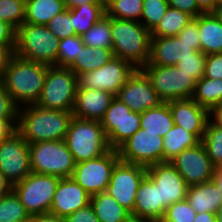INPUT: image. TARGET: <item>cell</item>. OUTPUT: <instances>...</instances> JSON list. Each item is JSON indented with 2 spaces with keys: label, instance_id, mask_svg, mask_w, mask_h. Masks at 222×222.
<instances>
[{
  "label": "cell",
  "instance_id": "obj_1",
  "mask_svg": "<svg viewBox=\"0 0 222 222\" xmlns=\"http://www.w3.org/2000/svg\"><path fill=\"white\" fill-rule=\"evenodd\" d=\"M47 71L48 65L13 53L0 81L15 105L20 108L37 103Z\"/></svg>",
  "mask_w": 222,
  "mask_h": 222
},
{
  "label": "cell",
  "instance_id": "obj_2",
  "mask_svg": "<svg viewBox=\"0 0 222 222\" xmlns=\"http://www.w3.org/2000/svg\"><path fill=\"white\" fill-rule=\"evenodd\" d=\"M73 117L72 112L26 105L18 108L17 131L28 144L64 140Z\"/></svg>",
  "mask_w": 222,
  "mask_h": 222
},
{
  "label": "cell",
  "instance_id": "obj_3",
  "mask_svg": "<svg viewBox=\"0 0 222 222\" xmlns=\"http://www.w3.org/2000/svg\"><path fill=\"white\" fill-rule=\"evenodd\" d=\"M112 50L115 57L141 69L149 60L151 32L139 21L111 17Z\"/></svg>",
  "mask_w": 222,
  "mask_h": 222
},
{
  "label": "cell",
  "instance_id": "obj_4",
  "mask_svg": "<svg viewBox=\"0 0 222 222\" xmlns=\"http://www.w3.org/2000/svg\"><path fill=\"white\" fill-rule=\"evenodd\" d=\"M60 39L46 25L23 23L16 29L14 53L34 62L57 66Z\"/></svg>",
  "mask_w": 222,
  "mask_h": 222
},
{
  "label": "cell",
  "instance_id": "obj_5",
  "mask_svg": "<svg viewBox=\"0 0 222 222\" xmlns=\"http://www.w3.org/2000/svg\"><path fill=\"white\" fill-rule=\"evenodd\" d=\"M64 141L76 163L101 157L110 147L100 121L73 117Z\"/></svg>",
  "mask_w": 222,
  "mask_h": 222
},
{
  "label": "cell",
  "instance_id": "obj_6",
  "mask_svg": "<svg viewBox=\"0 0 222 222\" xmlns=\"http://www.w3.org/2000/svg\"><path fill=\"white\" fill-rule=\"evenodd\" d=\"M31 172L58 178H70L76 166L64 140L29 144Z\"/></svg>",
  "mask_w": 222,
  "mask_h": 222
},
{
  "label": "cell",
  "instance_id": "obj_7",
  "mask_svg": "<svg viewBox=\"0 0 222 222\" xmlns=\"http://www.w3.org/2000/svg\"><path fill=\"white\" fill-rule=\"evenodd\" d=\"M76 92V74L70 68L48 65L44 86L36 105L45 109L72 112Z\"/></svg>",
  "mask_w": 222,
  "mask_h": 222
},
{
  "label": "cell",
  "instance_id": "obj_8",
  "mask_svg": "<svg viewBox=\"0 0 222 222\" xmlns=\"http://www.w3.org/2000/svg\"><path fill=\"white\" fill-rule=\"evenodd\" d=\"M141 70L163 102L192 98L197 80L176 66L145 65Z\"/></svg>",
  "mask_w": 222,
  "mask_h": 222
},
{
  "label": "cell",
  "instance_id": "obj_9",
  "mask_svg": "<svg viewBox=\"0 0 222 222\" xmlns=\"http://www.w3.org/2000/svg\"><path fill=\"white\" fill-rule=\"evenodd\" d=\"M60 178L30 173L12 186L29 215L49 213Z\"/></svg>",
  "mask_w": 222,
  "mask_h": 222
},
{
  "label": "cell",
  "instance_id": "obj_10",
  "mask_svg": "<svg viewBox=\"0 0 222 222\" xmlns=\"http://www.w3.org/2000/svg\"><path fill=\"white\" fill-rule=\"evenodd\" d=\"M136 69L130 62L113 57L94 71L77 74V89L103 90L116 96Z\"/></svg>",
  "mask_w": 222,
  "mask_h": 222
},
{
  "label": "cell",
  "instance_id": "obj_11",
  "mask_svg": "<svg viewBox=\"0 0 222 222\" xmlns=\"http://www.w3.org/2000/svg\"><path fill=\"white\" fill-rule=\"evenodd\" d=\"M100 122L110 149L117 150L140 129L141 113L132 111L115 97Z\"/></svg>",
  "mask_w": 222,
  "mask_h": 222
},
{
  "label": "cell",
  "instance_id": "obj_12",
  "mask_svg": "<svg viewBox=\"0 0 222 222\" xmlns=\"http://www.w3.org/2000/svg\"><path fill=\"white\" fill-rule=\"evenodd\" d=\"M119 160L118 151L110 149L101 157L76 163L71 178L91 196L105 192L112 170Z\"/></svg>",
  "mask_w": 222,
  "mask_h": 222
},
{
  "label": "cell",
  "instance_id": "obj_13",
  "mask_svg": "<svg viewBox=\"0 0 222 222\" xmlns=\"http://www.w3.org/2000/svg\"><path fill=\"white\" fill-rule=\"evenodd\" d=\"M0 172L11 186L31 173L29 144L18 131L0 141Z\"/></svg>",
  "mask_w": 222,
  "mask_h": 222
},
{
  "label": "cell",
  "instance_id": "obj_14",
  "mask_svg": "<svg viewBox=\"0 0 222 222\" xmlns=\"http://www.w3.org/2000/svg\"><path fill=\"white\" fill-rule=\"evenodd\" d=\"M146 175L145 166L119 160L112 170L105 192L111 195L121 206L132 212L139 185Z\"/></svg>",
  "mask_w": 222,
  "mask_h": 222
},
{
  "label": "cell",
  "instance_id": "obj_15",
  "mask_svg": "<svg viewBox=\"0 0 222 222\" xmlns=\"http://www.w3.org/2000/svg\"><path fill=\"white\" fill-rule=\"evenodd\" d=\"M117 151L121 161L148 167L163 162V138L140 128Z\"/></svg>",
  "mask_w": 222,
  "mask_h": 222
},
{
  "label": "cell",
  "instance_id": "obj_16",
  "mask_svg": "<svg viewBox=\"0 0 222 222\" xmlns=\"http://www.w3.org/2000/svg\"><path fill=\"white\" fill-rule=\"evenodd\" d=\"M188 186L213 179L215 166L208 157L203 144L183 150L170 161Z\"/></svg>",
  "mask_w": 222,
  "mask_h": 222
},
{
  "label": "cell",
  "instance_id": "obj_17",
  "mask_svg": "<svg viewBox=\"0 0 222 222\" xmlns=\"http://www.w3.org/2000/svg\"><path fill=\"white\" fill-rule=\"evenodd\" d=\"M115 97L138 113L156 108L163 103L153 89L149 78L141 69L135 70Z\"/></svg>",
  "mask_w": 222,
  "mask_h": 222
},
{
  "label": "cell",
  "instance_id": "obj_18",
  "mask_svg": "<svg viewBox=\"0 0 222 222\" xmlns=\"http://www.w3.org/2000/svg\"><path fill=\"white\" fill-rule=\"evenodd\" d=\"M147 175L159 185L162 201V218L171 204L186 199L188 185L170 161L146 167Z\"/></svg>",
  "mask_w": 222,
  "mask_h": 222
},
{
  "label": "cell",
  "instance_id": "obj_19",
  "mask_svg": "<svg viewBox=\"0 0 222 222\" xmlns=\"http://www.w3.org/2000/svg\"><path fill=\"white\" fill-rule=\"evenodd\" d=\"M201 51L200 43H187L177 36H151L149 60L146 65L175 66L181 59Z\"/></svg>",
  "mask_w": 222,
  "mask_h": 222
},
{
  "label": "cell",
  "instance_id": "obj_20",
  "mask_svg": "<svg viewBox=\"0 0 222 222\" xmlns=\"http://www.w3.org/2000/svg\"><path fill=\"white\" fill-rule=\"evenodd\" d=\"M174 124L193 133L200 141L209 121V110L198 105L192 98L167 102Z\"/></svg>",
  "mask_w": 222,
  "mask_h": 222
},
{
  "label": "cell",
  "instance_id": "obj_21",
  "mask_svg": "<svg viewBox=\"0 0 222 222\" xmlns=\"http://www.w3.org/2000/svg\"><path fill=\"white\" fill-rule=\"evenodd\" d=\"M90 198L91 195L71 177L61 178L53 196L49 213L61 218H66L78 209L88 206L90 204Z\"/></svg>",
  "mask_w": 222,
  "mask_h": 222
},
{
  "label": "cell",
  "instance_id": "obj_22",
  "mask_svg": "<svg viewBox=\"0 0 222 222\" xmlns=\"http://www.w3.org/2000/svg\"><path fill=\"white\" fill-rule=\"evenodd\" d=\"M114 98L103 90L77 89L72 113L80 119L101 121Z\"/></svg>",
  "mask_w": 222,
  "mask_h": 222
},
{
  "label": "cell",
  "instance_id": "obj_23",
  "mask_svg": "<svg viewBox=\"0 0 222 222\" xmlns=\"http://www.w3.org/2000/svg\"><path fill=\"white\" fill-rule=\"evenodd\" d=\"M131 215L156 222L162 220V201L159 185L148 175L143 178L139 185Z\"/></svg>",
  "mask_w": 222,
  "mask_h": 222
},
{
  "label": "cell",
  "instance_id": "obj_24",
  "mask_svg": "<svg viewBox=\"0 0 222 222\" xmlns=\"http://www.w3.org/2000/svg\"><path fill=\"white\" fill-rule=\"evenodd\" d=\"M186 201L196 213L218 214L222 204V192L214 179L188 187Z\"/></svg>",
  "mask_w": 222,
  "mask_h": 222
},
{
  "label": "cell",
  "instance_id": "obj_25",
  "mask_svg": "<svg viewBox=\"0 0 222 222\" xmlns=\"http://www.w3.org/2000/svg\"><path fill=\"white\" fill-rule=\"evenodd\" d=\"M199 37L205 55L222 53V23L214 13L199 15Z\"/></svg>",
  "mask_w": 222,
  "mask_h": 222
},
{
  "label": "cell",
  "instance_id": "obj_26",
  "mask_svg": "<svg viewBox=\"0 0 222 222\" xmlns=\"http://www.w3.org/2000/svg\"><path fill=\"white\" fill-rule=\"evenodd\" d=\"M90 205L100 222H124L131 215L129 210L106 192L92 195Z\"/></svg>",
  "mask_w": 222,
  "mask_h": 222
},
{
  "label": "cell",
  "instance_id": "obj_27",
  "mask_svg": "<svg viewBox=\"0 0 222 222\" xmlns=\"http://www.w3.org/2000/svg\"><path fill=\"white\" fill-rule=\"evenodd\" d=\"M173 126L174 121L167 102L141 113L140 128L147 133L157 134L163 138Z\"/></svg>",
  "mask_w": 222,
  "mask_h": 222
},
{
  "label": "cell",
  "instance_id": "obj_28",
  "mask_svg": "<svg viewBox=\"0 0 222 222\" xmlns=\"http://www.w3.org/2000/svg\"><path fill=\"white\" fill-rule=\"evenodd\" d=\"M65 9L63 0H25L24 23L46 25Z\"/></svg>",
  "mask_w": 222,
  "mask_h": 222
},
{
  "label": "cell",
  "instance_id": "obj_29",
  "mask_svg": "<svg viewBox=\"0 0 222 222\" xmlns=\"http://www.w3.org/2000/svg\"><path fill=\"white\" fill-rule=\"evenodd\" d=\"M200 142L193 133L174 124L163 137V162L171 161L183 150L195 147Z\"/></svg>",
  "mask_w": 222,
  "mask_h": 222
},
{
  "label": "cell",
  "instance_id": "obj_30",
  "mask_svg": "<svg viewBox=\"0 0 222 222\" xmlns=\"http://www.w3.org/2000/svg\"><path fill=\"white\" fill-rule=\"evenodd\" d=\"M114 56L111 48L84 46L69 67L76 75L94 71L108 63Z\"/></svg>",
  "mask_w": 222,
  "mask_h": 222
},
{
  "label": "cell",
  "instance_id": "obj_31",
  "mask_svg": "<svg viewBox=\"0 0 222 222\" xmlns=\"http://www.w3.org/2000/svg\"><path fill=\"white\" fill-rule=\"evenodd\" d=\"M105 15V4L85 3L71 9V21L75 29V35H83Z\"/></svg>",
  "mask_w": 222,
  "mask_h": 222
},
{
  "label": "cell",
  "instance_id": "obj_32",
  "mask_svg": "<svg viewBox=\"0 0 222 222\" xmlns=\"http://www.w3.org/2000/svg\"><path fill=\"white\" fill-rule=\"evenodd\" d=\"M192 99L209 111L222 103V79H210L203 77L196 82Z\"/></svg>",
  "mask_w": 222,
  "mask_h": 222
},
{
  "label": "cell",
  "instance_id": "obj_33",
  "mask_svg": "<svg viewBox=\"0 0 222 222\" xmlns=\"http://www.w3.org/2000/svg\"><path fill=\"white\" fill-rule=\"evenodd\" d=\"M192 18L188 13L169 6L161 21L151 31V36H176Z\"/></svg>",
  "mask_w": 222,
  "mask_h": 222
},
{
  "label": "cell",
  "instance_id": "obj_34",
  "mask_svg": "<svg viewBox=\"0 0 222 222\" xmlns=\"http://www.w3.org/2000/svg\"><path fill=\"white\" fill-rule=\"evenodd\" d=\"M143 0H106L105 10L108 17L135 20L140 22Z\"/></svg>",
  "mask_w": 222,
  "mask_h": 222
},
{
  "label": "cell",
  "instance_id": "obj_35",
  "mask_svg": "<svg viewBox=\"0 0 222 222\" xmlns=\"http://www.w3.org/2000/svg\"><path fill=\"white\" fill-rule=\"evenodd\" d=\"M81 37L85 46L112 49L111 17L103 16Z\"/></svg>",
  "mask_w": 222,
  "mask_h": 222
},
{
  "label": "cell",
  "instance_id": "obj_36",
  "mask_svg": "<svg viewBox=\"0 0 222 222\" xmlns=\"http://www.w3.org/2000/svg\"><path fill=\"white\" fill-rule=\"evenodd\" d=\"M201 143L212 164L215 167L222 165V128L215 125L210 119L206 124Z\"/></svg>",
  "mask_w": 222,
  "mask_h": 222
},
{
  "label": "cell",
  "instance_id": "obj_37",
  "mask_svg": "<svg viewBox=\"0 0 222 222\" xmlns=\"http://www.w3.org/2000/svg\"><path fill=\"white\" fill-rule=\"evenodd\" d=\"M29 217L13 190L0 198V222H20Z\"/></svg>",
  "mask_w": 222,
  "mask_h": 222
},
{
  "label": "cell",
  "instance_id": "obj_38",
  "mask_svg": "<svg viewBox=\"0 0 222 222\" xmlns=\"http://www.w3.org/2000/svg\"><path fill=\"white\" fill-rule=\"evenodd\" d=\"M82 37L72 35L60 40L57 53V66L69 68L84 47Z\"/></svg>",
  "mask_w": 222,
  "mask_h": 222
},
{
  "label": "cell",
  "instance_id": "obj_39",
  "mask_svg": "<svg viewBox=\"0 0 222 222\" xmlns=\"http://www.w3.org/2000/svg\"><path fill=\"white\" fill-rule=\"evenodd\" d=\"M140 23L150 32L157 26L169 8L167 0H143Z\"/></svg>",
  "mask_w": 222,
  "mask_h": 222
},
{
  "label": "cell",
  "instance_id": "obj_40",
  "mask_svg": "<svg viewBox=\"0 0 222 222\" xmlns=\"http://www.w3.org/2000/svg\"><path fill=\"white\" fill-rule=\"evenodd\" d=\"M0 20L16 30L25 21V0H0Z\"/></svg>",
  "mask_w": 222,
  "mask_h": 222
},
{
  "label": "cell",
  "instance_id": "obj_41",
  "mask_svg": "<svg viewBox=\"0 0 222 222\" xmlns=\"http://www.w3.org/2000/svg\"><path fill=\"white\" fill-rule=\"evenodd\" d=\"M207 55L202 51H196L191 57L181 59L175 66L179 71L192 75L197 81L202 79L205 74V61Z\"/></svg>",
  "mask_w": 222,
  "mask_h": 222
},
{
  "label": "cell",
  "instance_id": "obj_42",
  "mask_svg": "<svg viewBox=\"0 0 222 222\" xmlns=\"http://www.w3.org/2000/svg\"><path fill=\"white\" fill-rule=\"evenodd\" d=\"M196 214L185 199L166 208L162 220L165 222H194Z\"/></svg>",
  "mask_w": 222,
  "mask_h": 222
},
{
  "label": "cell",
  "instance_id": "obj_43",
  "mask_svg": "<svg viewBox=\"0 0 222 222\" xmlns=\"http://www.w3.org/2000/svg\"><path fill=\"white\" fill-rule=\"evenodd\" d=\"M72 25L71 10L68 9L54 16L46 24L47 28L60 40L75 35V29Z\"/></svg>",
  "mask_w": 222,
  "mask_h": 222
},
{
  "label": "cell",
  "instance_id": "obj_44",
  "mask_svg": "<svg viewBox=\"0 0 222 222\" xmlns=\"http://www.w3.org/2000/svg\"><path fill=\"white\" fill-rule=\"evenodd\" d=\"M204 77L215 80L222 79V53L207 55Z\"/></svg>",
  "mask_w": 222,
  "mask_h": 222
},
{
  "label": "cell",
  "instance_id": "obj_45",
  "mask_svg": "<svg viewBox=\"0 0 222 222\" xmlns=\"http://www.w3.org/2000/svg\"><path fill=\"white\" fill-rule=\"evenodd\" d=\"M18 107L0 81V118H17Z\"/></svg>",
  "mask_w": 222,
  "mask_h": 222
},
{
  "label": "cell",
  "instance_id": "obj_46",
  "mask_svg": "<svg viewBox=\"0 0 222 222\" xmlns=\"http://www.w3.org/2000/svg\"><path fill=\"white\" fill-rule=\"evenodd\" d=\"M176 36L183 42L200 43L199 16L192 18Z\"/></svg>",
  "mask_w": 222,
  "mask_h": 222
},
{
  "label": "cell",
  "instance_id": "obj_47",
  "mask_svg": "<svg viewBox=\"0 0 222 222\" xmlns=\"http://www.w3.org/2000/svg\"><path fill=\"white\" fill-rule=\"evenodd\" d=\"M65 220L66 222H100L90 204L73 212Z\"/></svg>",
  "mask_w": 222,
  "mask_h": 222
},
{
  "label": "cell",
  "instance_id": "obj_48",
  "mask_svg": "<svg viewBox=\"0 0 222 222\" xmlns=\"http://www.w3.org/2000/svg\"><path fill=\"white\" fill-rule=\"evenodd\" d=\"M169 6L180 11L186 12L196 18L203 12L198 8L195 0H167Z\"/></svg>",
  "mask_w": 222,
  "mask_h": 222
},
{
  "label": "cell",
  "instance_id": "obj_49",
  "mask_svg": "<svg viewBox=\"0 0 222 222\" xmlns=\"http://www.w3.org/2000/svg\"><path fill=\"white\" fill-rule=\"evenodd\" d=\"M16 30L7 22L0 20V45L15 46Z\"/></svg>",
  "mask_w": 222,
  "mask_h": 222
},
{
  "label": "cell",
  "instance_id": "obj_50",
  "mask_svg": "<svg viewBox=\"0 0 222 222\" xmlns=\"http://www.w3.org/2000/svg\"><path fill=\"white\" fill-rule=\"evenodd\" d=\"M17 131V118H0V141Z\"/></svg>",
  "mask_w": 222,
  "mask_h": 222
},
{
  "label": "cell",
  "instance_id": "obj_51",
  "mask_svg": "<svg viewBox=\"0 0 222 222\" xmlns=\"http://www.w3.org/2000/svg\"><path fill=\"white\" fill-rule=\"evenodd\" d=\"M15 46L0 45V80L3 77L4 70L8 64V61L14 53Z\"/></svg>",
  "mask_w": 222,
  "mask_h": 222
},
{
  "label": "cell",
  "instance_id": "obj_52",
  "mask_svg": "<svg viewBox=\"0 0 222 222\" xmlns=\"http://www.w3.org/2000/svg\"><path fill=\"white\" fill-rule=\"evenodd\" d=\"M32 222H66L65 218L50 213L31 215Z\"/></svg>",
  "mask_w": 222,
  "mask_h": 222
},
{
  "label": "cell",
  "instance_id": "obj_53",
  "mask_svg": "<svg viewBox=\"0 0 222 222\" xmlns=\"http://www.w3.org/2000/svg\"><path fill=\"white\" fill-rule=\"evenodd\" d=\"M66 9L71 10L85 3L88 4H105L103 0H63Z\"/></svg>",
  "mask_w": 222,
  "mask_h": 222
},
{
  "label": "cell",
  "instance_id": "obj_54",
  "mask_svg": "<svg viewBox=\"0 0 222 222\" xmlns=\"http://www.w3.org/2000/svg\"><path fill=\"white\" fill-rule=\"evenodd\" d=\"M203 13H213L217 7V0H195Z\"/></svg>",
  "mask_w": 222,
  "mask_h": 222
},
{
  "label": "cell",
  "instance_id": "obj_55",
  "mask_svg": "<svg viewBox=\"0 0 222 222\" xmlns=\"http://www.w3.org/2000/svg\"><path fill=\"white\" fill-rule=\"evenodd\" d=\"M209 119L218 127L222 128V103L209 111Z\"/></svg>",
  "mask_w": 222,
  "mask_h": 222
},
{
  "label": "cell",
  "instance_id": "obj_56",
  "mask_svg": "<svg viewBox=\"0 0 222 222\" xmlns=\"http://www.w3.org/2000/svg\"><path fill=\"white\" fill-rule=\"evenodd\" d=\"M194 222H219L218 214L209 212L197 213Z\"/></svg>",
  "mask_w": 222,
  "mask_h": 222
},
{
  "label": "cell",
  "instance_id": "obj_57",
  "mask_svg": "<svg viewBox=\"0 0 222 222\" xmlns=\"http://www.w3.org/2000/svg\"><path fill=\"white\" fill-rule=\"evenodd\" d=\"M12 190V186L0 172V198Z\"/></svg>",
  "mask_w": 222,
  "mask_h": 222
},
{
  "label": "cell",
  "instance_id": "obj_58",
  "mask_svg": "<svg viewBox=\"0 0 222 222\" xmlns=\"http://www.w3.org/2000/svg\"><path fill=\"white\" fill-rule=\"evenodd\" d=\"M213 179L218 184L219 189L222 192V165L215 167Z\"/></svg>",
  "mask_w": 222,
  "mask_h": 222
},
{
  "label": "cell",
  "instance_id": "obj_59",
  "mask_svg": "<svg viewBox=\"0 0 222 222\" xmlns=\"http://www.w3.org/2000/svg\"><path fill=\"white\" fill-rule=\"evenodd\" d=\"M124 222H156V221L130 215Z\"/></svg>",
  "mask_w": 222,
  "mask_h": 222
},
{
  "label": "cell",
  "instance_id": "obj_60",
  "mask_svg": "<svg viewBox=\"0 0 222 222\" xmlns=\"http://www.w3.org/2000/svg\"><path fill=\"white\" fill-rule=\"evenodd\" d=\"M213 13L219 19V21L222 23V5L217 6Z\"/></svg>",
  "mask_w": 222,
  "mask_h": 222
},
{
  "label": "cell",
  "instance_id": "obj_61",
  "mask_svg": "<svg viewBox=\"0 0 222 222\" xmlns=\"http://www.w3.org/2000/svg\"><path fill=\"white\" fill-rule=\"evenodd\" d=\"M218 218H219V222H222V204L218 212Z\"/></svg>",
  "mask_w": 222,
  "mask_h": 222
},
{
  "label": "cell",
  "instance_id": "obj_62",
  "mask_svg": "<svg viewBox=\"0 0 222 222\" xmlns=\"http://www.w3.org/2000/svg\"><path fill=\"white\" fill-rule=\"evenodd\" d=\"M20 222H32V218H31V216H30L29 218H27V219H25V220H23V221H20Z\"/></svg>",
  "mask_w": 222,
  "mask_h": 222
},
{
  "label": "cell",
  "instance_id": "obj_63",
  "mask_svg": "<svg viewBox=\"0 0 222 222\" xmlns=\"http://www.w3.org/2000/svg\"><path fill=\"white\" fill-rule=\"evenodd\" d=\"M222 5V0H217V6Z\"/></svg>",
  "mask_w": 222,
  "mask_h": 222
}]
</instances>
